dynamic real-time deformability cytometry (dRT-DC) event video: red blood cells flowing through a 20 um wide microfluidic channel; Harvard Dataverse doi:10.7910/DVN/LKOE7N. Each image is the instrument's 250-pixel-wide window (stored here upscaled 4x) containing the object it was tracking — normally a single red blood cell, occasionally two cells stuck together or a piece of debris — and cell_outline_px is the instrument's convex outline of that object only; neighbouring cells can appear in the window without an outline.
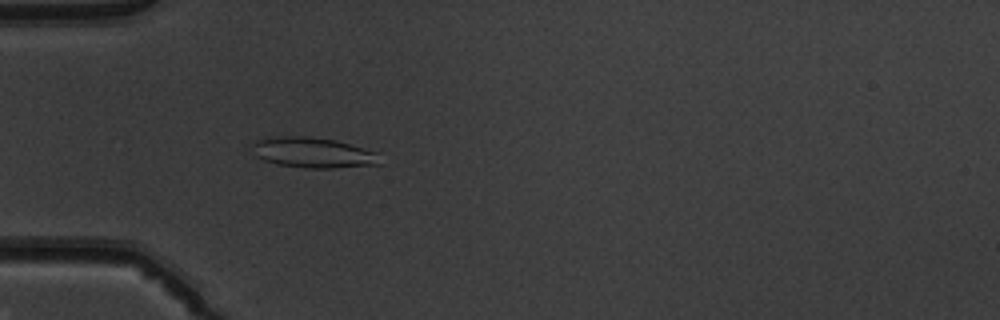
{"species": "common noctule bat (a hibernating species)", "species_latin": "Nyctalus noctula", "temperature_condition": "warm", "stored_images_in_passage": 51, "camera_frame_rate_fps": 3000, "um_per_image_px": 0.085, "animal": {"sex": "male", "body_mass_g": 19.5, "forearm_length_mm": 54.6}, "frame": {"image": 1, "passage_image": 16, "time_ms": 5.0, "image_size_px": [1000, 320], "cell_outline_px": [[384, 164], [332, 168], [304, 168], [276, 164], [264, 160], [256, 156], [248, 144], [256, 140], [268, 136], [312, 136], [336, 140], [376, 152]], "centroid_in_image_um": [26.56, 12.96], "position_along_channel_um": 58.4, "area_um2": 23.12}}
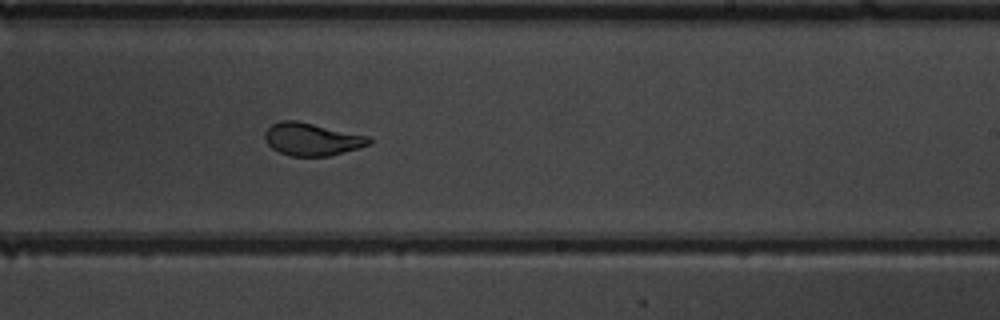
{"frame": {"image": 2, "passage_image": 32, "time_ms": 10.333, "image_size_px": [1000, 320], "cell_outline_px": [[372, 144], [360, 148], [328, 156], [292, 156], [280, 152], [272, 148], [264, 140], [264, 132], [272, 124], [280, 120], [296, 120], [368, 136], [372, 140]], "centroid_in_image_um": [26.51, 11.83], "position_along_channel_um": 262.5, "area_um2": 19.83}}
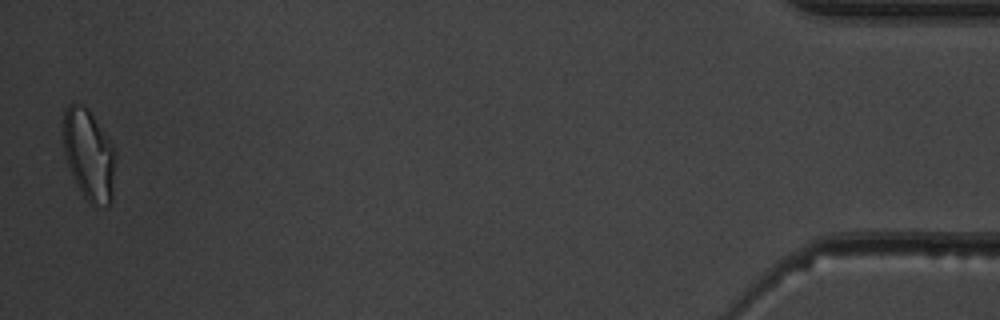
{"frame": {"image": 3, "passage_image": 51, "time_ms": 16.667, "image_size_px": [1000, 320], "cell_outline_px": [[116, 160], [112, 200], [104, 208], [92, 204], [84, 196], [72, 176], [64, 152], [64, 112], [68, 104], [84, 104], [88, 108], [108, 140], [112, 148]], "centroid_in_image_um": [7.56, 13.19], "position_along_channel_um": 427.6, "area_um2": 27.28}, "authors_computed_cell_mechanics": {"area_um2": 21.5016, "velocity_mm_per_s": 3.9453, "shape_relaxation_time_tau1_ms": 7.5434, "shape_relaxation_time_tau2_ms": 0.8568, "deformation_change_tau1": 0.214, "deformation_change_tau2": 0.0626}}